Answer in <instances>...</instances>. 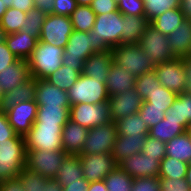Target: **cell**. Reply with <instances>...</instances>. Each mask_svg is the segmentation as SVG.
<instances>
[{
  "instance_id": "obj_1",
  "label": "cell",
  "mask_w": 191,
  "mask_h": 191,
  "mask_svg": "<svg viewBox=\"0 0 191 191\" xmlns=\"http://www.w3.org/2000/svg\"><path fill=\"white\" fill-rule=\"evenodd\" d=\"M102 51L104 50L96 44L92 30L89 32L73 30L64 49L62 65L70 66L72 70H77L81 74L85 60L94 52Z\"/></svg>"
},
{
  "instance_id": "obj_2",
  "label": "cell",
  "mask_w": 191,
  "mask_h": 191,
  "mask_svg": "<svg viewBox=\"0 0 191 191\" xmlns=\"http://www.w3.org/2000/svg\"><path fill=\"white\" fill-rule=\"evenodd\" d=\"M25 160V137L16 134L0 142V182L17 178L25 168Z\"/></svg>"
},
{
  "instance_id": "obj_3",
  "label": "cell",
  "mask_w": 191,
  "mask_h": 191,
  "mask_svg": "<svg viewBox=\"0 0 191 191\" xmlns=\"http://www.w3.org/2000/svg\"><path fill=\"white\" fill-rule=\"evenodd\" d=\"M64 49L38 40L31 56L27 59L30 76L46 79L62 65Z\"/></svg>"
},
{
  "instance_id": "obj_4",
  "label": "cell",
  "mask_w": 191,
  "mask_h": 191,
  "mask_svg": "<svg viewBox=\"0 0 191 191\" xmlns=\"http://www.w3.org/2000/svg\"><path fill=\"white\" fill-rule=\"evenodd\" d=\"M123 14L117 10L107 14L96 15L92 35L103 50H112L121 44L123 32Z\"/></svg>"
},
{
  "instance_id": "obj_5",
  "label": "cell",
  "mask_w": 191,
  "mask_h": 191,
  "mask_svg": "<svg viewBox=\"0 0 191 191\" xmlns=\"http://www.w3.org/2000/svg\"><path fill=\"white\" fill-rule=\"evenodd\" d=\"M113 63L136 78L152 71L155 66L138 44L121 43L112 49Z\"/></svg>"
},
{
  "instance_id": "obj_6",
  "label": "cell",
  "mask_w": 191,
  "mask_h": 191,
  "mask_svg": "<svg viewBox=\"0 0 191 191\" xmlns=\"http://www.w3.org/2000/svg\"><path fill=\"white\" fill-rule=\"evenodd\" d=\"M71 105L78 103L98 104L109 98L105 83L101 79L80 74L75 84L68 90Z\"/></svg>"
},
{
  "instance_id": "obj_7",
  "label": "cell",
  "mask_w": 191,
  "mask_h": 191,
  "mask_svg": "<svg viewBox=\"0 0 191 191\" xmlns=\"http://www.w3.org/2000/svg\"><path fill=\"white\" fill-rule=\"evenodd\" d=\"M60 124H33L25 136L26 150H63Z\"/></svg>"
},
{
  "instance_id": "obj_8",
  "label": "cell",
  "mask_w": 191,
  "mask_h": 191,
  "mask_svg": "<svg viewBox=\"0 0 191 191\" xmlns=\"http://www.w3.org/2000/svg\"><path fill=\"white\" fill-rule=\"evenodd\" d=\"M138 45L143 49L145 55L154 66L177 58L168 45L167 35L159 32L151 24L147 26L140 37Z\"/></svg>"
},
{
  "instance_id": "obj_9",
  "label": "cell",
  "mask_w": 191,
  "mask_h": 191,
  "mask_svg": "<svg viewBox=\"0 0 191 191\" xmlns=\"http://www.w3.org/2000/svg\"><path fill=\"white\" fill-rule=\"evenodd\" d=\"M67 155L64 150H26L25 168L42 177L55 179L60 165Z\"/></svg>"
},
{
  "instance_id": "obj_10",
  "label": "cell",
  "mask_w": 191,
  "mask_h": 191,
  "mask_svg": "<svg viewBox=\"0 0 191 191\" xmlns=\"http://www.w3.org/2000/svg\"><path fill=\"white\" fill-rule=\"evenodd\" d=\"M72 31L69 16L50 14L42 25L39 41L65 49Z\"/></svg>"
},
{
  "instance_id": "obj_11",
  "label": "cell",
  "mask_w": 191,
  "mask_h": 191,
  "mask_svg": "<svg viewBox=\"0 0 191 191\" xmlns=\"http://www.w3.org/2000/svg\"><path fill=\"white\" fill-rule=\"evenodd\" d=\"M69 119L88 129L107 124L111 121L108 101L98 104L78 103L71 105Z\"/></svg>"
},
{
  "instance_id": "obj_12",
  "label": "cell",
  "mask_w": 191,
  "mask_h": 191,
  "mask_svg": "<svg viewBox=\"0 0 191 191\" xmlns=\"http://www.w3.org/2000/svg\"><path fill=\"white\" fill-rule=\"evenodd\" d=\"M117 136L116 124L113 121L93 127L88 131L81 154L112 153Z\"/></svg>"
},
{
  "instance_id": "obj_13",
  "label": "cell",
  "mask_w": 191,
  "mask_h": 191,
  "mask_svg": "<svg viewBox=\"0 0 191 191\" xmlns=\"http://www.w3.org/2000/svg\"><path fill=\"white\" fill-rule=\"evenodd\" d=\"M84 178L90 183L102 181L118 164L112 153L80 154Z\"/></svg>"
},
{
  "instance_id": "obj_14",
  "label": "cell",
  "mask_w": 191,
  "mask_h": 191,
  "mask_svg": "<svg viewBox=\"0 0 191 191\" xmlns=\"http://www.w3.org/2000/svg\"><path fill=\"white\" fill-rule=\"evenodd\" d=\"M38 104L35 100L24 101L4 109L8 122L17 135L25 137L36 120Z\"/></svg>"
},
{
  "instance_id": "obj_15",
  "label": "cell",
  "mask_w": 191,
  "mask_h": 191,
  "mask_svg": "<svg viewBox=\"0 0 191 191\" xmlns=\"http://www.w3.org/2000/svg\"><path fill=\"white\" fill-rule=\"evenodd\" d=\"M153 70L162 86L177 94L184 92L186 79L184 58L156 65Z\"/></svg>"
},
{
  "instance_id": "obj_16",
  "label": "cell",
  "mask_w": 191,
  "mask_h": 191,
  "mask_svg": "<svg viewBox=\"0 0 191 191\" xmlns=\"http://www.w3.org/2000/svg\"><path fill=\"white\" fill-rule=\"evenodd\" d=\"M160 162L159 157H151L140 152L125 158L118 166L133 179L142 177L159 178Z\"/></svg>"
},
{
  "instance_id": "obj_17",
  "label": "cell",
  "mask_w": 191,
  "mask_h": 191,
  "mask_svg": "<svg viewBox=\"0 0 191 191\" xmlns=\"http://www.w3.org/2000/svg\"><path fill=\"white\" fill-rule=\"evenodd\" d=\"M107 101L110 120L113 122L137 113L143 103V99L135 88L124 93H117L109 97Z\"/></svg>"
},
{
  "instance_id": "obj_18",
  "label": "cell",
  "mask_w": 191,
  "mask_h": 191,
  "mask_svg": "<svg viewBox=\"0 0 191 191\" xmlns=\"http://www.w3.org/2000/svg\"><path fill=\"white\" fill-rule=\"evenodd\" d=\"M35 102L38 106H62L70 109L68 91L49 83L46 79H36Z\"/></svg>"
},
{
  "instance_id": "obj_19",
  "label": "cell",
  "mask_w": 191,
  "mask_h": 191,
  "mask_svg": "<svg viewBox=\"0 0 191 191\" xmlns=\"http://www.w3.org/2000/svg\"><path fill=\"white\" fill-rule=\"evenodd\" d=\"M89 129L78 123L67 121L62 129V146L68 155H80Z\"/></svg>"
},
{
  "instance_id": "obj_20",
  "label": "cell",
  "mask_w": 191,
  "mask_h": 191,
  "mask_svg": "<svg viewBox=\"0 0 191 191\" xmlns=\"http://www.w3.org/2000/svg\"><path fill=\"white\" fill-rule=\"evenodd\" d=\"M30 77L27 60L18 59L15 63L8 66L7 69L0 72V89L2 95L10 92Z\"/></svg>"
},
{
  "instance_id": "obj_21",
  "label": "cell",
  "mask_w": 191,
  "mask_h": 191,
  "mask_svg": "<svg viewBox=\"0 0 191 191\" xmlns=\"http://www.w3.org/2000/svg\"><path fill=\"white\" fill-rule=\"evenodd\" d=\"M112 63V50L94 52V54L85 60L82 74L94 79H101L102 83H106Z\"/></svg>"
},
{
  "instance_id": "obj_22",
  "label": "cell",
  "mask_w": 191,
  "mask_h": 191,
  "mask_svg": "<svg viewBox=\"0 0 191 191\" xmlns=\"http://www.w3.org/2000/svg\"><path fill=\"white\" fill-rule=\"evenodd\" d=\"M167 38L173 54L177 58H187L191 53V20L185 19Z\"/></svg>"
},
{
  "instance_id": "obj_23",
  "label": "cell",
  "mask_w": 191,
  "mask_h": 191,
  "mask_svg": "<svg viewBox=\"0 0 191 191\" xmlns=\"http://www.w3.org/2000/svg\"><path fill=\"white\" fill-rule=\"evenodd\" d=\"M135 79L132 73L112 63L105 83L109 97L135 88Z\"/></svg>"
},
{
  "instance_id": "obj_24",
  "label": "cell",
  "mask_w": 191,
  "mask_h": 191,
  "mask_svg": "<svg viewBox=\"0 0 191 191\" xmlns=\"http://www.w3.org/2000/svg\"><path fill=\"white\" fill-rule=\"evenodd\" d=\"M25 191H63L55 179L42 177L36 172L24 168L17 176Z\"/></svg>"
},
{
  "instance_id": "obj_25",
  "label": "cell",
  "mask_w": 191,
  "mask_h": 191,
  "mask_svg": "<svg viewBox=\"0 0 191 191\" xmlns=\"http://www.w3.org/2000/svg\"><path fill=\"white\" fill-rule=\"evenodd\" d=\"M38 40L25 32L7 34L5 43L9 50L18 58L27 60L36 47Z\"/></svg>"
},
{
  "instance_id": "obj_26",
  "label": "cell",
  "mask_w": 191,
  "mask_h": 191,
  "mask_svg": "<svg viewBox=\"0 0 191 191\" xmlns=\"http://www.w3.org/2000/svg\"><path fill=\"white\" fill-rule=\"evenodd\" d=\"M36 79L30 77L24 83L16 86L10 92L2 95L0 110H4L20 102L35 99Z\"/></svg>"
},
{
  "instance_id": "obj_27",
  "label": "cell",
  "mask_w": 191,
  "mask_h": 191,
  "mask_svg": "<svg viewBox=\"0 0 191 191\" xmlns=\"http://www.w3.org/2000/svg\"><path fill=\"white\" fill-rule=\"evenodd\" d=\"M84 178L79 155H67L58 170L55 180L63 187Z\"/></svg>"
},
{
  "instance_id": "obj_28",
  "label": "cell",
  "mask_w": 191,
  "mask_h": 191,
  "mask_svg": "<svg viewBox=\"0 0 191 191\" xmlns=\"http://www.w3.org/2000/svg\"><path fill=\"white\" fill-rule=\"evenodd\" d=\"M146 137L117 136L113 145L112 155L115 162L119 164L125 158L142 152Z\"/></svg>"
},
{
  "instance_id": "obj_29",
  "label": "cell",
  "mask_w": 191,
  "mask_h": 191,
  "mask_svg": "<svg viewBox=\"0 0 191 191\" xmlns=\"http://www.w3.org/2000/svg\"><path fill=\"white\" fill-rule=\"evenodd\" d=\"M123 32L121 33V43L138 44L140 37L150 24L145 16L123 15Z\"/></svg>"
},
{
  "instance_id": "obj_30",
  "label": "cell",
  "mask_w": 191,
  "mask_h": 191,
  "mask_svg": "<svg viewBox=\"0 0 191 191\" xmlns=\"http://www.w3.org/2000/svg\"><path fill=\"white\" fill-rule=\"evenodd\" d=\"M115 124L120 136L147 137L149 134V127L138 112L115 121Z\"/></svg>"
},
{
  "instance_id": "obj_31",
  "label": "cell",
  "mask_w": 191,
  "mask_h": 191,
  "mask_svg": "<svg viewBox=\"0 0 191 191\" xmlns=\"http://www.w3.org/2000/svg\"><path fill=\"white\" fill-rule=\"evenodd\" d=\"M186 126V121L162 119L149 129V135L161 142L167 143L175 136L185 133Z\"/></svg>"
},
{
  "instance_id": "obj_32",
  "label": "cell",
  "mask_w": 191,
  "mask_h": 191,
  "mask_svg": "<svg viewBox=\"0 0 191 191\" xmlns=\"http://www.w3.org/2000/svg\"><path fill=\"white\" fill-rule=\"evenodd\" d=\"M69 120V109L62 106H38L33 124H60L65 126Z\"/></svg>"
},
{
  "instance_id": "obj_33",
  "label": "cell",
  "mask_w": 191,
  "mask_h": 191,
  "mask_svg": "<svg viewBox=\"0 0 191 191\" xmlns=\"http://www.w3.org/2000/svg\"><path fill=\"white\" fill-rule=\"evenodd\" d=\"M165 153L166 156L191 163V138L186 133L175 136L166 143Z\"/></svg>"
},
{
  "instance_id": "obj_34",
  "label": "cell",
  "mask_w": 191,
  "mask_h": 191,
  "mask_svg": "<svg viewBox=\"0 0 191 191\" xmlns=\"http://www.w3.org/2000/svg\"><path fill=\"white\" fill-rule=\"evenodd\" d=\"M184 20L185 15L179 7L167 10L162 15L154 18L150 24L162 34L168 35L179 27Z\"/></svg>"
},
{
  "instance_id": "obj_35",
  "label": "cell",
  "mask_w": 191,
  "mask_h": 191,
  "mask_svg": "<svg viewBox=\"0 0 191 191\" xmlns=\"http://www.w3.org/2000/svg\"><path fill=\"white\" fill-rule=\"evenodd\" d=\"M164 119L186 121L191 123V95L183 92L178 94L174 103L166 111Z\"/></svg>"
},
{
  "instance_id": "obj_36",
  "label": "cell",
  "mask_w": 191,
  "mask_h": 191,
  "mask_svg": "<svg viewBox=\"0 0 191 191\" xmlns=\"http://www.w3.org/2000/svg\"><path fill=\"white\" fill-rule=\"evenodd\" d=\"M96 14L92 11L91 6L78 5L71 14L70 20L73 30L78 32H89L95 24Z\"/></svg>"
},
{
  "instance_id": "obj_37",
  "label": "cell",
  "mask_w": 191,
  "mask_h": 191,
  "mask_svg": "<svg viewBox=\"0 0 191 191\" xmlns=\"http://www.w3.org/2000/svg\"><path fill=\"white\" fill-rule=\"evenodd\" d=\"M80 73L72 70L70 66L61 65L46 80L61 90L68 91L78 80Z\"/></svg>"
},
{
  "instance_id": "obj_38",
  "label": "cell",
  "mask_w": 191,
  "mask_h": 191,
  "mask_svg": "<svg viewBox=\"0 0 191 191\" xmlns=\"http://www.w3.org/2000/svg\"><path fill=\"white\" fill-rule=\"evenodd\" d=\"M26 16L27 13L21 10L13 7L7 8L0 20V27L6 34L19 32L26 23Z\"/></svg>"
},
{
  "instance_id": "obj_39",
  "label": "cell",
  "mask_w": 191,
  "mask_h": 191,
  "mask_svg": "<svg viewBox=\"0 0 191 191\" xmlns=\"http://www.w3.org/2000/svg\"><path fill=\"white\" fill-rule=\"evenodd\" d=\"M188 163L169 156H165L160 162L159 178H185Z\"/></svg>"
},
{
  "instance_id": "obj_40",
  "label": "cell",
  "mask_w": 191,
  "mask_h": 191,
  "mask_svg": "<svg viewBox=\"0 0 191 191\" xmlns=\"http://www.w3.org/2000/svg\"><path fill=\"white\" fill-rule=\"evenodd\" d=\"M133 180L119 166L104 179L108 191H131Z\"/></svg>"
},
{
  "instance_id": "obj_41",
  "label": "cell",
  "mask_w": 191,
  "mask_h": 191,
  "mask_svg": "<svg viewBox=\"0 0 191 191\" xmlns=\"http://www.w3.org/2000/svg\"><path fill=\"white\" fill-rule=\"evenodd\" d=\"M145 17L151 22L154 18L162 15L167 10L179 8L180 2L177 0H143Z\"/></svg>"
},
{
  "instance_id": "obj_42",
  "label": "cell",
  "mask_w": 191,
  "mask_h": 191,
  "mask_svg": "<svg viewBox=\"0 0 191 191\" xmlns=\"http://www.w3.org/2000/svg\"><path fill=\"white\" fill-rule=\"evenodd\" d=\"M178 94L164 86L157 87L150 93L144 102L150 103L151 107L169 108L176 100Z\"/></svg>"
},
{
  "instance_id": "obj_43",
  "label": "cell",
  "mask_w": 191,
  "mask_h": 191,
  "mask_svg": "<svg viewBox=\"0 0 191 191\" xmlns=\"http://www.w3.org/2000/svg\"><path fill=\"white\" fill-rule=\"evenodd\" d=\"M46 14H44L40 9L33 8L31 9L26 16L24 26L20 30L21 32H25L28 35L35 37L39 40V36L41 33L42 25L45 21Z\"/></svg>"
},
{
  "instance_id": "obj_44",
  "label": "cell",
  "mask_w": 191,
  "mask_h": 191,
  "mask_svg": "<svg viewBox=\"0 0 191 191\" xmlns=\"http://www.w3.org/2000/svg\"><path fill=\"white\" fill-rule=\"evenodd\" d=\"M161 84L158 81L156 73L154 70L144 73L143 75L135 79V89L137 93L141 96L143 101L150 96V93L153 92L157 87H160Z\"/></svg>"
},
{
  "instance_id": "obj_45",
  "label": "cell",
  "mask_w": 191,
  "mask_h": 191,
  "mask_svg": "<svg viewBox=\"0 0 191 191\" xmlns=\"http://www.w3.org/2000/svg\"><path fill=\"white\" fill-rule=\"evenodd\" d=\"M167 110L168 108L151 107L150 103L143 101L138 113L150 129L164 119Z\"/></svg>"
},
{
  "instance_id": "obj_46",
  "label": "cell",
  "mask_w": 191,
  "mask_h": 191,
  "mask_svg": "<svg viewBox=\"0 0 191 191\" xmlns=\"http://www.w3.org/2000/svg\"><path fill=\"white\" fill-rule=\"evenodd\" d=\"M165 149L166 143L148 134L142 148V153L151 157H159L162 160L166 156Z\"/></svg>"
},
{
  "instance_id": "obj_47",
  "label": "cell",
  "mask_w": 191,
  "mask_h": 191,
  "mask_svg": "<svg viewBox=\"0 0 191 191\" xmlns=\"http://www.w3.org/2000/svg\"><path fill=\"white\" fill-rule=\"evenodd\" d=\"M117 5L123 15L145 16L143 0H117Z\"/></svg>"
},
{
  "instance_id": "obj_48",
  "label": "cell",
  "mask_w": 191,
  "mask_h": 191,
  "mask_svg": "<svg viewBox=\"0 0 191 191\" xmlns=\"http://www.w3.org/2000/svg\"><path fill=\"white\" fill-rule=\"evenodd\" d=\"M160 191H191L185 178H159Z\"/></svg>"
},
{
  "instance_id": "obj_49",
  "label": "cell",
  "mask_w": 191,
  "mask_h": 191,
  "mask_svg": "<svg viewBox=\"0 0 191 191\" xmlns=\"http://www.w3.org/2000/svg\"><path fill=\"white\" fill-rule=\"evenodd\" d=\"M131 191H160V182L157 177L135 178Z\"/></svg>"
},
{
  "instance_id": "obj_50",
  "label": "cell",
  "mask_w": 191,
  "mask_h": 191,
  "mask_svg": "<svg viewBox=\"0 0 191 191\" xmlns=\"http://www.w3.org/2000/svg\"><path fill=\"white\" fill-rule=\"evenodd\" d=\"M52 14L71 16L78 4L76 0H53Z\"/></svg>"
},
{
  "instance_id": "obj_51",
  "label": "cell",
  "mask_w": 191,
  "mask_h": 191,
  "mask_svg": "<svg viewBox=\"0 0 191 191\" xmlns=\"http://www.w3.org/2000/svg\"><path fill=\"white\" fill-rule=\"evenodd\" d=\"M90 6L96 15L118 10L117 0H93Z\"/></svg>"
},
{
  "instance_id": "obj_52",
  "label": "cell",
  "mask_w": 191,
  "mask_h": 191,
  "mask_svg": "<svg viewBox=\"0 0 191 191\" xmlns=\"http://www.w3.org/2000/svg\"><path fill=\"white\" fill-rule=\"evenodd\" d=\"M18 58L9 50L6 43L0 44V72L15 63Z\"/></svg>"
},
{
  "instance_id": "obj_53",
  "label": "cell",
  "mask_w": 191,
  "mask_h": 191,
  "mask_svg": "<svg viewBox=\"0 0 191 191\" xmlns=\"http://www.w3.org/2000/svg\"><path fill=\"white\" fill-rule=\"evenodd\" d=\"M15 135L16 133L9 124L6 113L0 110V142L13 138Z\"/></svg>"
},
{
  "instance_id": "obj_54",
  "label": "cell",
  "mask_w": 191,
  "mask_h": 191,
  "mask_svg": "<svg viewBox=\"0 0 191 191\" xmlns=\"http://www.w3.org/2000/svg\"><path fill=\"white\" fill-rule=\"evenodd\" d=\"M0 191H25L18 178L0 182Z\"/></svg>"
},
{
  "instance_id": "obj_55",
  "label": "cell",
  "mask_w": 191,
  "mask_h": 191,
  "mask_svg": "<svg viewBox=\"0 0 191 191\" xmlns=\"http://www.w3.org/2000/svg\"><path fill=\"white\" fill-rule=\"evenodd\" d=\"M89 182L85 178H81L80 182H73L63 186V191H88Z\"/></svg>"
},
{
  "instance_id": "obj_56",
  "label": "cell",
  "mask_w": 191,
  "mask_h": 191,
  "mask_svg": "<svg viewBox=\"0 0 191 191\" xmlns=\"http://www.w3.org/2000/svg\"><path fill=\"white\" fill-rule=\"evenodd\" d=\"M11 7L28 13L31 9L35 8L34 0H13Z\"/></svg>"
},
{
  "instance_id": "obj_57",
  "label": "cell",
  "mask_w": 191,
  "mask_h": 191,
  "mask_svg": "<svg viewBox=\"0 0 191 191\" xmlns=\"http://www.w3.org/2000/svg\"><path fill=\"white\" fill-rule=\"evenodd\" d=\"M53 0H34L35 8L40 9L44 14H52Z\"/></svg>"
},
{
  "instance_id": "obj_58",
  "label": "cell",
  "mask_w": 191,
  "mask_h": 191,
  "mask_svg": "<svg viewBox=\"0 0 191 191\" xmlns=\"http://www.w3.org/2000/svg\"><path fill=\"white\" fill-rule=\"evenodd\" d=\"M185 63V87L184 92L191 95V60L187 57L184 58Z\"/></svg>"
},
{
  "instance_id": "obj_59",
  "label": "cell",
  "mask_w": 191,
  "mask_h": 191,
  "mask_svg": "<svg viewBox=\"0 0 191 191\" xmlns=\"http://www.w3.org/2000/svg\"><path fill=\"white\" fill-rule=\"evenodd\" d=\"M88 191H108L104 180L90 182Z\"/></svg>"
},
{
  "instance_id": "obj_60",
  "label": "cell",
  "mask_w": 191,
  "mask_h": 191,
  "mask_svg": "<svg viewBox=\"0 0 191 191\" xmlns=\"http://www.w3.org/2000/svg\"><path fill=\"white\" fill-rule=\"evenodd\" d=\"M180 8L185 15V19L191 20V1H181Z\"/></svg>"
},
{
  "instance_id": "obj_61",
  "label": "cell",
  "mask_w": 191,
  "mask_h": 191,
  "mask_svg": "<svg viewBox=\"0 0 191 191\" xmlns=\"http://www.w3.org/2000/svg\"><path fill=\"white\" fill-rule=\"evenodd\" d=\"M185 179L188 182V184L191 186V163H189L188 165Z\"/></svg>"
},
{
  "instance_id": "obj_62",
  "label": "cell",
  "mask_w": 191,
  "mask_h": 191,
  "mask_svg": "<svg viewBox=\"0 0 191 191\" xmlns=\"http://www.w3.org/2000/svg\"><path fill=\"white\" fill-rule=\"evenodd\" d=\"M93 0H76L78 5L90 6Z\"/></svg>"
},
{
  "instance_id": "obj_63",
  "label": "cell",
  "mask_w": 191,
  "mask_h": 191,
  "mask_svg": "<svg viewBox=\"0 0 191 191\" xmlns=\"http://www.w3.org/2000/svg\"><path fill=\"white\" fill-rule=\"evenodd\" d=\"M6 11H7V7L4 5V2L0 0V20Z\"/></svg>"
},
{
  "instance_id": "obj_64",
  "label": "cell",
  "mask_w": 191,
  "mask_h": 191,
  "mask_svg": "<svg viewBox=\"0 0 191 191\" xmlns=\"http://www.w3.org/2000/svg\"><path fill=\"white\" fill-rule=\"evenodd\" d=\"M6 33L0 27V44L5 42Z\"/></svg>"
},
{
  "instance_id": "obj_65",
  "label": "cell",
  "mask_w": 191,
  "mask_h": 191,
  "mask_svg": "<svg viewBox=\"0 0 191 191\" xmlns=\"http://www.w3.org/2000/svg\"><path fill=\"white\" fill-rule=\"evenodd\" d=\"M185 133L191 138V123L186 126Z\"/></svg>"
},
{
  "instance_id": "obj_66",
  "label": "cell",
  "mask_w": 191,
  "mask_h": 191,
  "mask_svg": "<svg viewBox=\"0 0 191 191\" xmlns=\"http://www.w3.org/2000/svg\"><path fill=\"white\" fill-rule=\"evenodd\" d=\"M4 2V5L7 7V8H10L11 5H12V2L13 0H2Z\"/></svg>"
},
{
  "instance_id": "obj_67",
  "label": "cell",
  "mask_w": 191,
  "mask_h": 191,
  "mask_svg": "<svg viewBox=\"0 0 191 191\" xmlns=\"http://www.w3.org/2000/svg\"><path fill=\"white\" fill-rule=\"evenodd\" d=\"M1 101H2V92H1V89H0V104H1Z\"/></svg>"
}]
</instances>
